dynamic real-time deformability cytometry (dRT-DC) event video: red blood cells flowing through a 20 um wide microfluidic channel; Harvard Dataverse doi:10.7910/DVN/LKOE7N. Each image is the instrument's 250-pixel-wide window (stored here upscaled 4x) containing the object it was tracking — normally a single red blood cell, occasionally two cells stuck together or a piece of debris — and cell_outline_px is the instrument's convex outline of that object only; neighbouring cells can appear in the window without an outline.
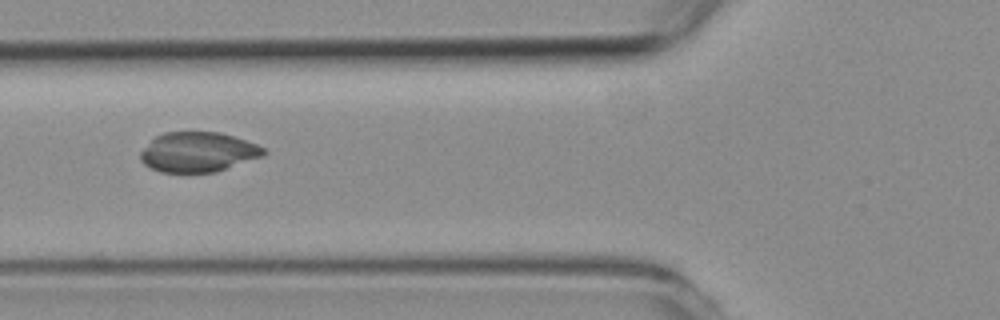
{"species": "common noctule bat (a hibernating species)", "species_latin": "Nyctalus noctula", "temperature_condition": "room temperature", "stored_images_in_passage": 2, "camera_frame_rate_fps": 3000, "um_per_image_px": 0.085, "animal": {"sex": "female", "body_mass_g": 19.3, "forearm_length_mm": 54.1}, "frame": {"image": 1, "passage_image": 2, "time_ms": 1.333, "image_size_px": [1000, 320], "cell_outline_px": [[268, 152], [264, 156], [216, 172], [160, 172], [144, 164], [140, 160], [140, 152], [156, 136], [164, 132], [220, 132], [256, 144], [264, 148]], "centroid_in_image_um": [16.85, 12.93], "position_along_channel_um": 109.0, "area_um2": 28.55}}